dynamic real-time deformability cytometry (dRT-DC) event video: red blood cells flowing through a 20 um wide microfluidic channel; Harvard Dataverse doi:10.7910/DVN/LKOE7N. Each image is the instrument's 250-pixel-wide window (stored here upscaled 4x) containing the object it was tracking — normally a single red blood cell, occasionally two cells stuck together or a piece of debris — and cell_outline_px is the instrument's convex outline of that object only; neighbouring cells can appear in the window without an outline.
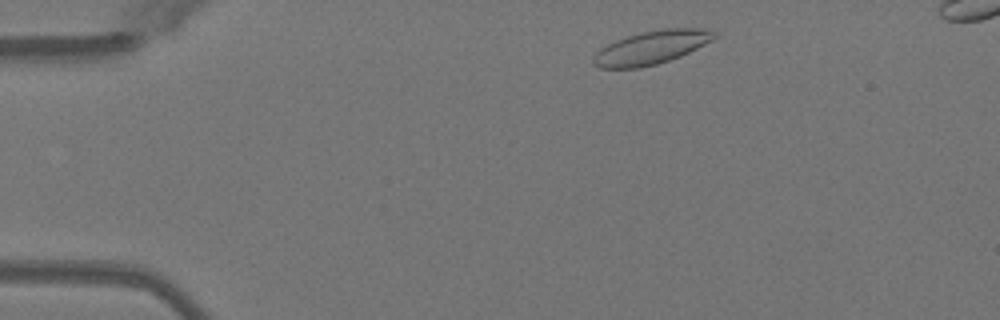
{"species": "Egyptian fruit bat (a non-hibernating species)", "species_latin": "Rousettus aegyptiacus", "temperature_condition": "warm", "stored_images_in_passage": 45, "camera_frame_rate_fps": 3000, "um_per_image_px": 0.085, "animal": {"sex": "female"}, "frame": {"image": 1, "passage_image": 3, "time_ms": 0.667, "image_size_px": [1000, 320], "cell_outline_px": [[716, 36], [712, 40], [680, 56], [656, 64], [640, 68], [600, 68], [592, 64], [592, 60], [596, 52], [600, 48], [616, 40], [640, 32], [664, 28], [704, 28], [716, 32]], "centroid_in_image_um": [55.34, 4.03], "position_along_channel_um": 29.7, "area_um2": 23.41}}
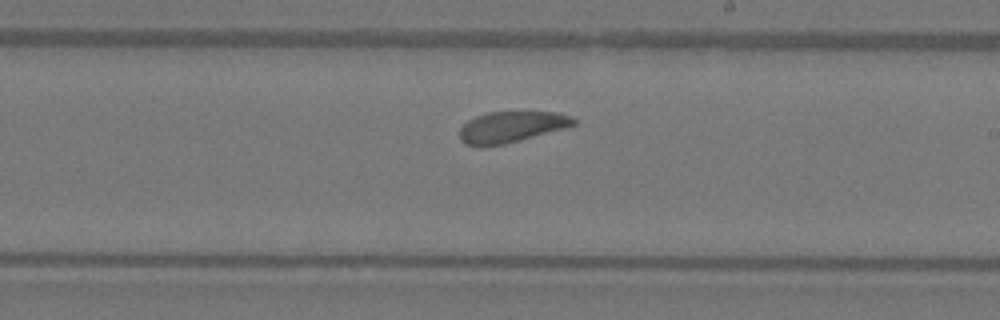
{"frame": {"image": 2, "passage_image": 24, "time_ms": 7.667, "image_size_px": [1000, 320], "cell_outline_px": [[576, 124], [568, 128], [504, 144], [480, 148], [464, 144], [460, 140], [460, 128], [468, 120], [476, 116], [488, 112], [560, 112], [572, 116], [576, 120]], "centroid_in_image_um": [43.47, 10.8], "position_along_channel_um": 245.5, "area_um2": 21.04}}
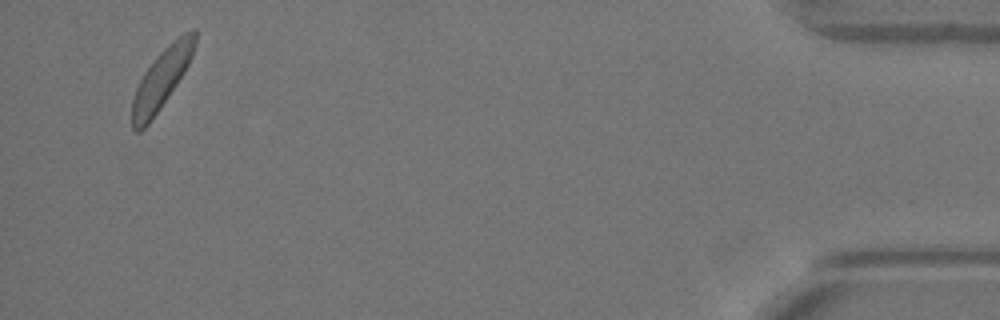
{"frame": {"image": 3, "passage_image": 43, "time_ms": 14.0, "image_size_px": [1000, 320], "cell_outline_px": [[196, 44], [192, 56], [184, 72], [160, 108], [148, 124], [140, 132], [136, 132], [132, 128], [132, 100], [136, 88], [144, 72], [156, 56], [172, 40], [184, 32], [192, 28], [196, 28]], "centroid_in_image_um": [13.73, 6.67], "position_along_channel_um": 421.5, "area_um2": 21.68}, "authors_computed_cell_mechanics": {"area_um2": 21.6172, "velocity_mm_per_s": 3.9784, "shape_relaxation_time_tau1_ms": 6.5758, "shape_relaxation_time_tau2_ms": 7.582, "deformation_change_tau1": 0.1717, "deformation_change_tau2": 0.1409}}